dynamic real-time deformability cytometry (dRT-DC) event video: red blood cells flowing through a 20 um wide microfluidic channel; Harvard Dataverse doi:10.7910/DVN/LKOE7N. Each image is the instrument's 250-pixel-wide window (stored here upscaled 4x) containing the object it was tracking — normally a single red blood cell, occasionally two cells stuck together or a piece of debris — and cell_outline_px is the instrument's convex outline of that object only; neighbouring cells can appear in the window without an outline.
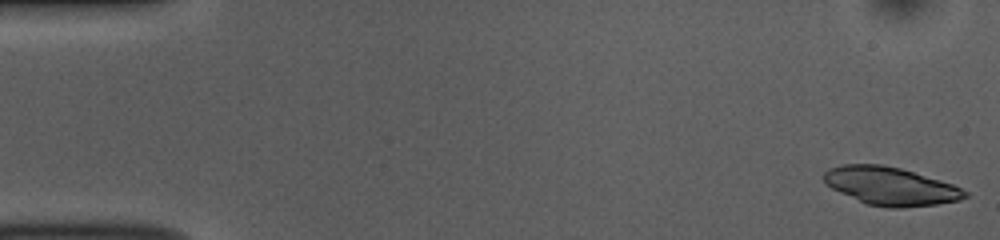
{"species": "common noctule bat (a hibernating species)", "species_latin": "Nyctalus noctula", "temperature_condition": "room temperature", "stored_images_in_passage": 52, "camera_frame_rate_fps": 3000, "um_per_image_px": 0.085, "animal": {"sex": "female", "body_mass_g": 10.0, "forearm_length_mm": 53.1}, "frame": {"image": 1, "passage_image": 1, "time_ms": 0.0, "image_size_px": [1000, 240], "cell_outline_px": [[968, 196], [960, 200], [936, 204], [900, 208], [888, 208], [868, 204], [840, 192], [824, 184], [824, 172], [828, 168], [844, 164], [880, 164], [900, 168], [940, 180], [952, 184], [968, 192]], "centroid_in_image_um": [75.68, 15.82], "position_along_channel_um": 9.3, "area_um2": 31.1}}